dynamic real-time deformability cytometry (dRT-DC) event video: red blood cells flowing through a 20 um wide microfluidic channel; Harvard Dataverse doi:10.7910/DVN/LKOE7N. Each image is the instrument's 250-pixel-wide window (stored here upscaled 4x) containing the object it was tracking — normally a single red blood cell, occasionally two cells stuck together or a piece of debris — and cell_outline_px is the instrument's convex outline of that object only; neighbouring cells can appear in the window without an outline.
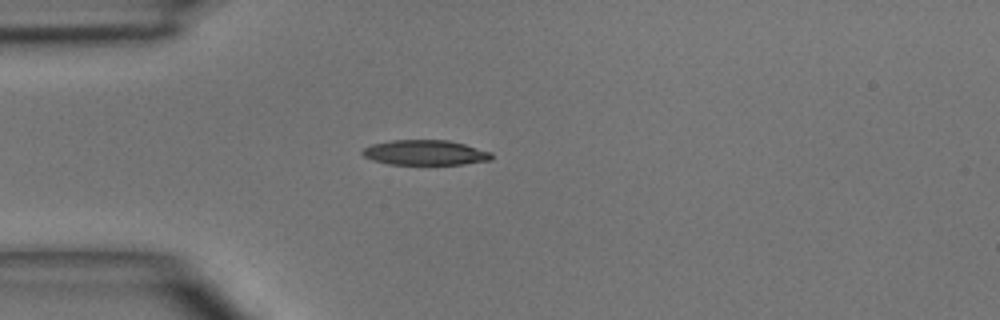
{"species": "common noctule bat (a hibernating species)", "species_latin": "Nyctalus noctula", "temperature_condition": "room temperature", "stored_images_in_passage": 4, "camera_frame_rate_fps": 3000, "um_per_image_px": 0.085, "animal": {"sex": "male", "body_mass_g": 15.6}, "frame": {"image": 1, "passage_image": 4, "time_ms": 3.667, "image_size_px": [1000, 320], "cell_outline_px": [[492, 160], [464, 164], [388, 164], [372, 160], [364, 156], [360, 152], [364, 148], [372, 144], [392, 140], [448, 140], [464, 144], [492, 152]], "centroid_in_image_um": [36.14, 12.97], "position_along_channel_um": 48.9, "area_um2": 18.84}}